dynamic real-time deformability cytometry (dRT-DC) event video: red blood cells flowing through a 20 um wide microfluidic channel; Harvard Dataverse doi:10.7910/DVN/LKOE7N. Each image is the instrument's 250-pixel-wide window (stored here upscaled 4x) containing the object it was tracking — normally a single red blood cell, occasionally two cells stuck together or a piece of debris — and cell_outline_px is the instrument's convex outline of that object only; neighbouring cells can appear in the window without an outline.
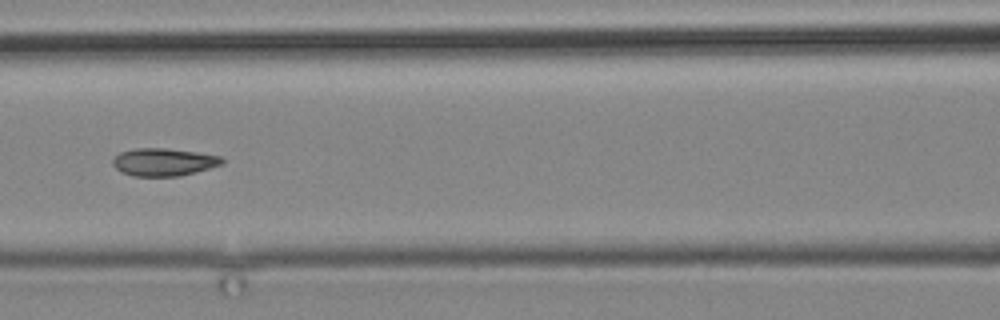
{"species": "common noctule bat (a hibernating species)", "species_latin": "Nyctalus noctula", "temperature_condition": "cold", "stored_images_in_passage": 16, "camera_frame_rate_fps": 3000, "um_per_image_px": 0.085, "animal": {"sex": "male", "body_mass_g": 19.2, "forearm_length_mm": 51.8}, "frame": {"image": 1, "passage_image": 14, "time_ms": 16.333, "image_size_px": [1000, 320], "cell_outline_px": [[224, 164], [180, 176], [132, 176], [120, 172], [112, 164], [112, 160], [120, 152], [136, 148], [168, 148], [196, 152], [220, 156], [224, 160]], "centroid_in_image_um": [13.9, 13.77], "position_along_channel_um": 152.7, "area_um2": 17.69}}
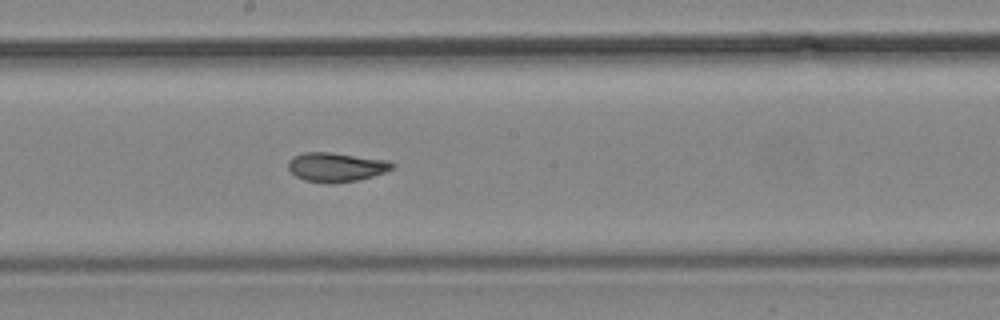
{"frame": {"image": 2, "passage_image": 16, "time_ms": 18.333, "image_size_px": [1000, 320], "cell_outline_px": [[396, 164], [392, 168], [384, 172], [372, 176], [356, 180], [328, 184], [304, 180], [296, 176], [288, 168], [288, 160], [292, 156], [304, 152], [328, 152], [388, 160]], "centroid_in_image_um": [28.54, 14.2], "position_along_channel_um": 219.7, "area_um2": 17.63}}